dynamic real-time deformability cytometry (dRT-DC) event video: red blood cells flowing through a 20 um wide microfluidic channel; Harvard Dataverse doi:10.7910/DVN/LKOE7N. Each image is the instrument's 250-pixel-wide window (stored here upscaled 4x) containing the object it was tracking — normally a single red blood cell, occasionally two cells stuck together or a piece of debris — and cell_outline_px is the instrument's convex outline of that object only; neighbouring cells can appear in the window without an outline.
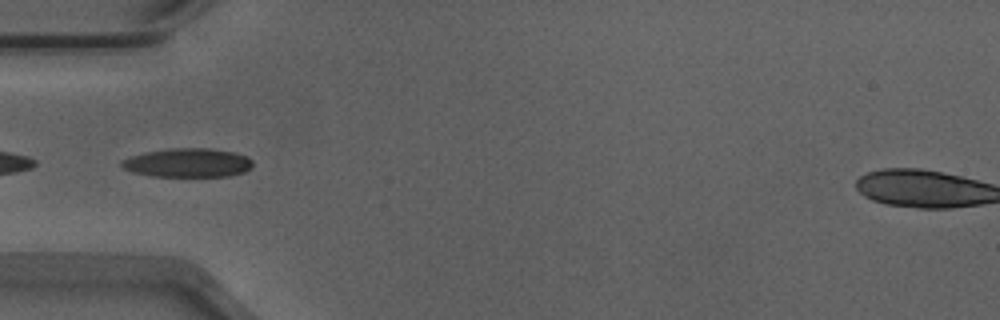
{"species": "Egyptian fruit bat (a non-hibernating species)", "species_latin": "Rousettus aegyptiacus", "temperature_condition": "warm", "stored_images_in_passage": 53, "camera_frame_rate_fps": 3000, "um_per_image_px": 0.085, "animal": {"sex": "male"}, "frame": {"image": 1, "passage_image": 17, "time_ms": 5.333, "image_size_px": [1000, 320], "cell_outline_px": [[252, 168], [244, 172], [228, 176], [152, 176], [132, 172], [124, 168], [120, 164], [120, 160], [144, 152], [172, 148], [212, 148], [232, 152], [248, 156], [252, 160]], "centroid_in_image_um": [15.97, 13.83], "position_along_channel_um": 69.0, "area_um2": 22.14}}
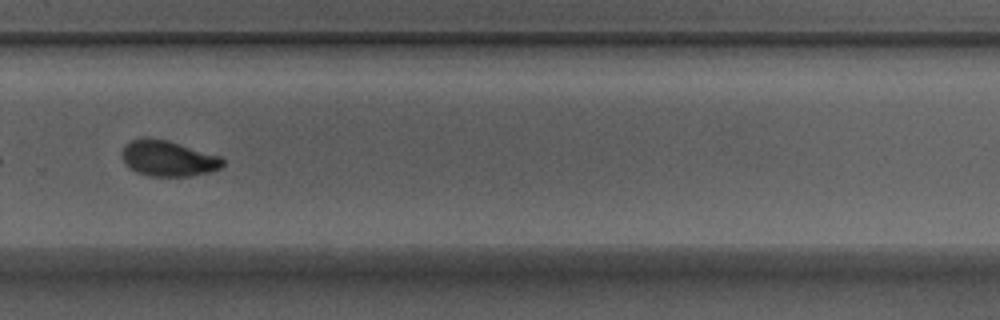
{"frame": {"image": 2, "passage_image": 36, "time_ms": 11.667, "image_size_px": [1000, 320], "cell_outline_px": [[224, 164], [220, 168], [212, 172], [188, 176], [148, 176], [136, 172], [124, 164], [120, 156], [120, 152], [132, 140], [168, 140], [220, 156], [224, 160]], "centroid_in_image_um": [14.31, 13.51], "position_along_channel_um": 315.5, "area_um2": 20.69}}
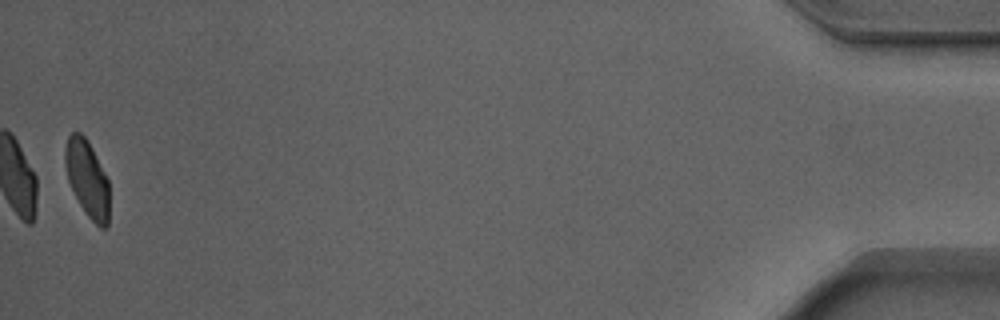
{"frame": {"image": 3, "passage_image": 52, "time_ms": 17.0, "image_size_px": [1000, 320], "cell_outline_px": [[108, 224], [104, 228], [100, 228], [88, 216], [80, 204], [68, 180], [64, 164], [64, 148], [68, 136], [72, 132], [80, 132], [88, 140], [108, 180]], "centroid_in_image_um": [7.39, 15.14], "position_along_channel_um": 427.8, "area_um2": 19.54}, "authors_computed_cell_mechanics": {"area_um2": 21.3282, "velocity_mm_per_s": 3.8952, "shape_relaxation_time_tau1_ms": 2.7253, "shape_relaxation_time_tau2_ms": 1.2729, "deformation_change_tau1": 0.1364, "deformation_change_tau2": 0.0566}}